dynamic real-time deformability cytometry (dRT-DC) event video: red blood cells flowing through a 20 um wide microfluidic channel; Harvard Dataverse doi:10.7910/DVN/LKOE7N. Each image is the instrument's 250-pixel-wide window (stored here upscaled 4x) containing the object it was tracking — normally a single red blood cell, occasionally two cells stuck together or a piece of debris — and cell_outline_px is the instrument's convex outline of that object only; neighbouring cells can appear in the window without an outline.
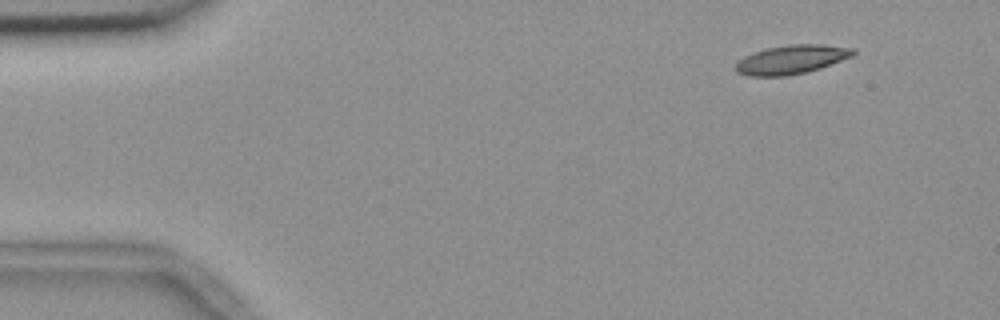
{"species": "common noctule bat (a hibernating species)", "species_latin": "Nyctalus noctula", "temperature_condition": "room temperature", "stored_images_in_passage": 2, "camera_frame_rate_fps": 3000, "um_per_image_px": 0.085, "animal": {"sex": "female", "body_mass_g": 18.4}, "frame": {"image": 1, "passage_image": 2, "time_ms": 0.333, "image_size_px": [1000, 320], "cell_outline_px": [[856, 52], [852, 56], [820, 68], [808, 72], [788, 76], [748, 76], [736, 72], [736, 64], [744, 56], [768, 48], [792, 44], [824, 44], [856, 48]], "centroid_in_image_um": [67.31, 5.06], "position_along_channel_um": 17.7, "area_um2": 19.77}}